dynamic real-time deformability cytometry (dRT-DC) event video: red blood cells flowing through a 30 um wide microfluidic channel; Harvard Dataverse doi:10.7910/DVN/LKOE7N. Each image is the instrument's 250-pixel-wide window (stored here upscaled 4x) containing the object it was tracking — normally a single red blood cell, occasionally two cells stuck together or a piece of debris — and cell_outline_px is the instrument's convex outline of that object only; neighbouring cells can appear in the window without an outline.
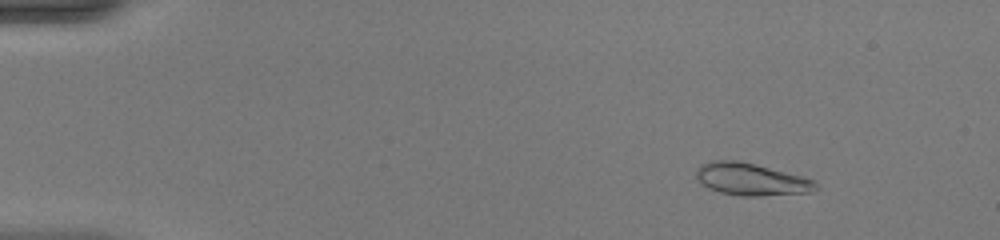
{"species": "common noctule bat (a hibernating species)", "species_latin": "Nyctalus noctula", "temperature_condition": "warm", "stored_images_in_passage": 51, "camera_frame_rate_fps": 3000, "um_per_image_px": 0.085, "animal": {"sex": "female", "body_mass_g": 20.0, "forearm_length_mm": 54.0}, "frame": {"image": 1, "passage_image": 7, "time_ms": 2.0, "image_size_px": [1000, 240], "cell_outline_px": [[820, 188], [812, 192], [760, 196], [740, 196], [720, 192], [708, 188], [700, 184], [696, 176], [696, 168], [700, 164], [712, 160], [740, 160], [756, 164], [800, 176], [812, 180]], "centroid_in_image_um": [63.8, 15.24], "position_along_channel_um": 21.2, "area_um2": 22.6}}
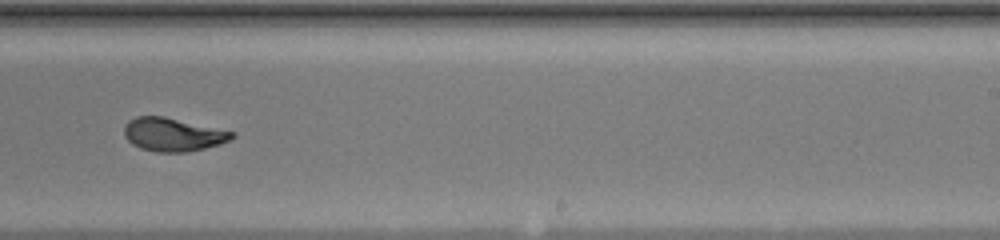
{"frame": {"image": 2, "passage_image": 33, "time_ms": 10.667, "image_size_px": [1000, 240], "cell_outline_px": [[236, 136], [220, 144], [188, 152], [156, 152], [140, 148], [132, 144], [124, 136], [124, 124], [128, 120], [136, 116], [164, 116], [236, 132]], "centroid_in_image_um": [14.68, 11.43], "position_along_channel_um": 274.3, "area_um2": 21.1}}
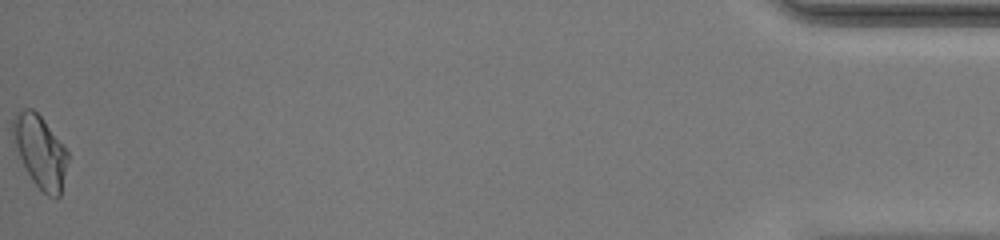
{"frame": {"image": 3, "passage_image": 51, "time_ms": 16.667, "image_size_px": [1000, 240], "cell_outline_px": [[68, 160], [60, 196], [48, 196], [32, 180], [20, 156], [12, 136], [12, 120], [16, 112], [24, 108], [32, 108], [44, 120], [68, 152]], "centroid_in_image_um": [3.41, 12.84], "position_along_channel_um": 431.8, "area_um2": 22.6}, "authors_computed_cell_mechanics": {"area_um2": 21.5594, "velocity_mm_per_s": 4.1712, "shape_relaxation_time_tau1_ms": 4.8508, "shape_relaxation_time_tau2_ms": 0.7881, "deformation_change_tau1": 0.2009, "deformation_change_tau2": 0.0479}}